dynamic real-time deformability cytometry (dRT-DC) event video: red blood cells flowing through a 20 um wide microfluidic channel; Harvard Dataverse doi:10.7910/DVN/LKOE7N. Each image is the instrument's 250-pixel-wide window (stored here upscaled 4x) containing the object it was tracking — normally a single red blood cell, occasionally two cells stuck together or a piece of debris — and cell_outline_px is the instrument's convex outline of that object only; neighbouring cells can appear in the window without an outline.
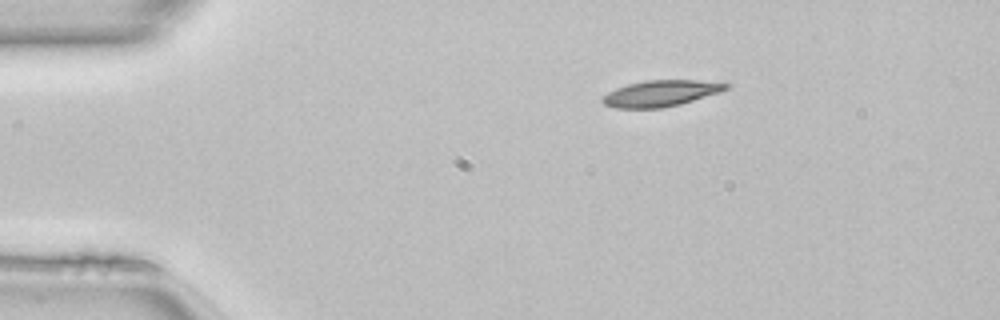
{"species": "common noctule bat (a hibernating species)", "species_latin": "Nyctalus noctula", "temperature_condition": "room temperature", "stored_images_in_passage": 42, "camera_frame_rate_fps": 3000, "um_per_image_px": 0.085, "animal": {"sex": "female", "body_mass_g": 22.7, "forearm_length_mm": 54.2}, "frame": {"image": 1, "passage_image": 1, "time_ms": 0.0, "image_size_px": [1000, 320], "cell_outline_px": [[732, 84], [728, 88], [720, 92], [680, 104], [664, 108], [616, 108], [604, 104], [600, 100], [608, 92], [616, 88], [628, 84], [644, 80], [696, 80]], "centroid_in_image_um": [56.16, 7.93], "position_along_channel_um": 28.8, "area_um2": 18.79}}
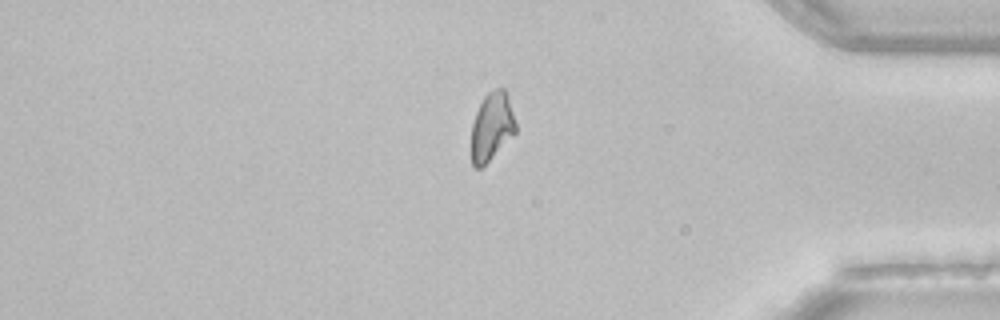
{"frame": {"image": 2, "passage_image": 34, "time_ms": 11.0, "image_size_px": [1000, 320], "cell_outline_px": [[516, 132], [480, 168], [476, 168], [472, 164], [472, 124], [476, 112], [484, 96], [488, 92], [496, 88], [504, 88], [508, 96], [516, 124]], "centroid_in_image_um": [41.8, 10.72], "position_along_channel_um": 393.4, "area_um2": 17.22}}
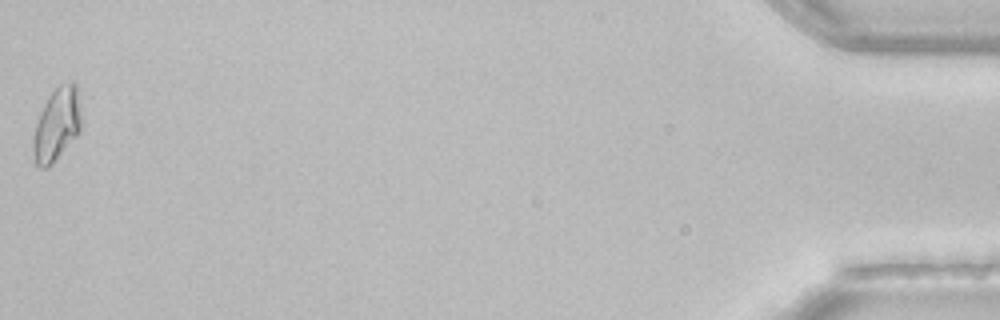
{"frame": {"image": 3, "passage_image": 42, "time_ms": 13.667, "image_size_px": [1000, 320], "cell_outline_px": [[80, 132], [52, 164], [44, 168], [40, 168], [36, 164], [32, 156], [32, 140], [36, 124], [40, 112], [48, 96], [60, 84], [72, 80], [76, 80], [80, 108]], "centroid_in_image_um": [4.82, 10.57], "position_along_channel_um": 430.4, "area_um2": 20.63}, "authors_computed_cell_mechanics": {"area_um2": 18.8139, "velocity_mm_per_s": 4.1042, "shape_relaxation_time_tau1_ms": 5.9819, "shape_relaxation_time_tau2_ms": 6.2926, "deformation_change_tau1": 0.1731, "deformation_change_tau2": 0.1364}}